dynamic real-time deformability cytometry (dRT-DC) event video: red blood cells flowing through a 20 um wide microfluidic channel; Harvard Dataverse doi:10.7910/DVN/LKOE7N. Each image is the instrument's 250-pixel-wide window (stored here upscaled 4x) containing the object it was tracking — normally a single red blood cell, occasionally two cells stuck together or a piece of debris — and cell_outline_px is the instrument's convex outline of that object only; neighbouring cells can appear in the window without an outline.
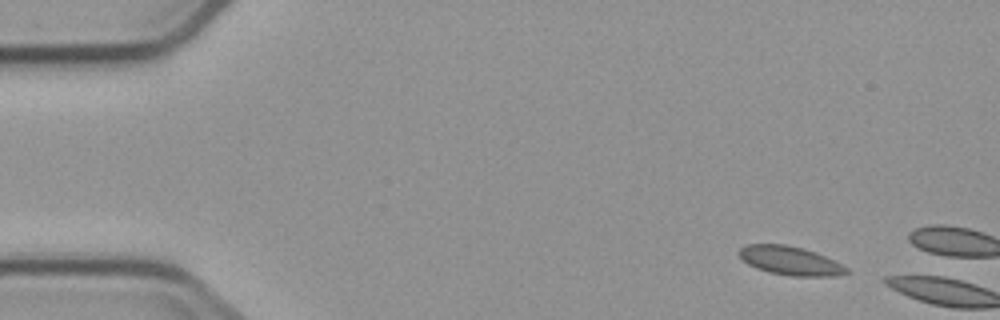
{"species": "common noctule bat (a hibernating species)", "species_latin": "Nyctalus noctula", "temperature_condition": "cold", "stored_images_in_passage": 3, "camera_frame_rate_fps": 3000, "um_per_image_px": 0.085, "animal": {"sex": "male", "body_mass_g": 23.1, "forearm_length_mm": 52.7}, "frame": {"image": 1, "passage_image": 1, "time_ms": 0.0, "image_size_px": [1000, 320], "cell_outline_px": [[852, 272], [836, 276], [792, 276], [768, 272], [756, 268], [748, 264], [736, 252], [740, 248], [748, 244], [788, 244], [804, 248], [816, 252], [848, 268]], "centroid_in_image_um": [67.17, 22.15], "position_along_channel_um": 17.8, "area_um2": 18.09}}